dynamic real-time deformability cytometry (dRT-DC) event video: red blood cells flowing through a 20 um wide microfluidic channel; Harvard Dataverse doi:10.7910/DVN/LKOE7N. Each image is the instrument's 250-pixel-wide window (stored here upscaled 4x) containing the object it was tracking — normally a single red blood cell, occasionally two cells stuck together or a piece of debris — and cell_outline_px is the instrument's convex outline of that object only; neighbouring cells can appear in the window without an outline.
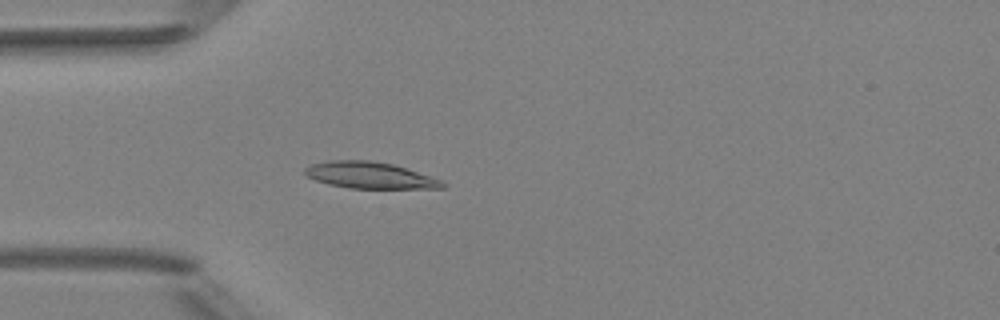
{"species": "Egyptian fruit bat (a non-hibernating species)", "species_latin": "Rousettus aegyptiacus", "temperature_condition": "room temperature", "stored_images_in_passage": 2, "camera_frame_rate_fps": 3000, "um_per_image_px": 0.085, "animal": {"sex": "female"}, "frame": {"image": 1, "passage_image": 2, "time_ms": 1.333, "image_size_px": [1000, 320], "cell_outline_px": [[448, 184], [444, 188], [348, 188], [328, 184], [316, 180], [308, 176], [304, 172], [304, 168], [308, 164], [332, 160], [372, 160], [392, 164], [440, 180]], "centroid_in_image_um": [31.38, 14.89], "position_along_channel_um": 53.6, "area_um2": 21.04}}